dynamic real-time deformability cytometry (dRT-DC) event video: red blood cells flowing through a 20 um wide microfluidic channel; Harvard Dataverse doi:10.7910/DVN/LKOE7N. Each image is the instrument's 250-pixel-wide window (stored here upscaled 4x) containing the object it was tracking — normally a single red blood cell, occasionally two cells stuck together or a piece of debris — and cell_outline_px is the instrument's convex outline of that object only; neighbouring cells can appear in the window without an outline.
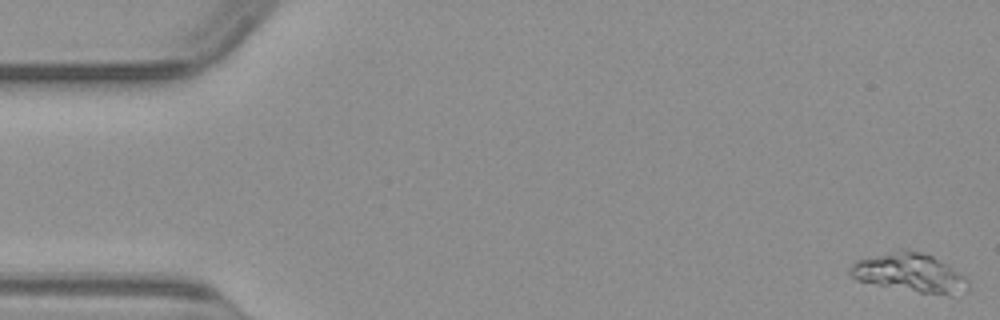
{"species": "common noctule bat (a hibernating species)", "species_latin": "Nyctalus noctula", "temperature_condition": "warm", "stored_images_in_passage": 50, "camera_frame_rate_fps": 3000, "um_per_image_px": 0.085, "animal": {"sex": "male", "body_mass_g": 23.1, "forearm_length_mm": 52.7}, "frame": {"image": 1, "passage_image": 1, "time_ms": 0.0, "image_size_px": [1000, 320], "cell_outline_px": [[968, 288], [964, 292], [952, 296], [948, 296], [920, 292], [856, 280], [848, 272], [848, 268], [856, 260], [900, 248], [904, 248], [924, 252], [948, 264], [968, 276]], "centroid_in_image_um": [77.39, 23.16], "position_along_channel_um": 7.6, "area_um2": 27.05}}
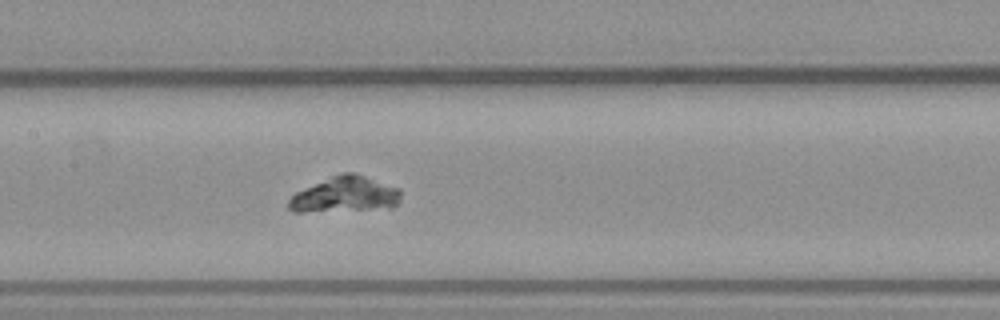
{"frame": {"image": 2, "passage_image": 24, "time_ms": 7.667, "image_size_px": [1000, 320], "cell_outline_px": [[400, 200], [392, 208], [300, 212], [292, 212], [288, 208], [288, 200], [296, 192], [332, 176], [344, 172], [352, 172], [400, 188]], "centroid_in_image_um": [29.33, 16.55], "position_along_channel_um": 178.1, "area_um2": 23.06}}
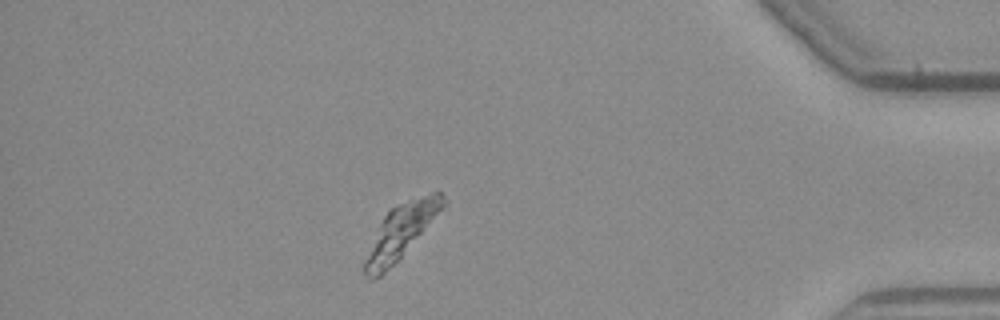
{"frame": {"image": 3, "passage_image": 44, "time_ms": 14.333, "image_size_px": [1000, 320], "cell_outline_px": [[444, 204], [400, 256], [376, 280], [368, 280], [364, 276], [364, 264], [380, 224], [384, 216], [392, 208], [400, 204], [432, 192], [440, 192], [444, 196]], "centroid_in_image_um": [34.0, 19.71], "position_along_channel_um": 401.2, "area_um2": 22.6}}